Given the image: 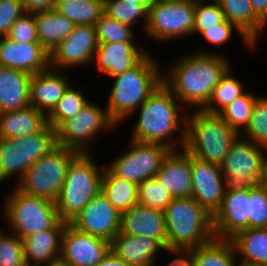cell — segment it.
Masks as SVG:
<instances>
[{
	"label": "cell",
	"mask_w": 267,
	"mask_h": 266,
	"mask_svg": "<svg viewBox=\"0 0 267 266\" xmlns=\"http://www.w3.org/2000/svg\"><path fill=\"white\" fill-rule=\"evenodd\" d=\"M208 50L201 47L184 53L162 74V83L188 111L202 110L215 86L233 67L221 50Z\"/></svg>",
	"instance_id": "1"
},
{
	"label": "cell",
	"mask_w": 267,
	"mask_h": 266,
	"mask_svg": "<svg viewBox=\"0 0 267 266\" xmlns=\"http://www.w3.org/2000/svg\"><path fill=\"white\" fill-rule=\"evenodd\" d=\"M136 111L132 114H137V120L129 140L159 143L171 150L184 148L188 110L163 83Z\"/></svg>",
	"instance_id": "2"
},
{
	"label": "cell",
	"mask_w": 267,
	"mask_h": 266,
	"mask_svg": "<svg viewBox=\"0 0 267 266\" xmlns=\"http://www.w3.org/2000/svg\"><path fill=\"white\" fill-rule=\"evenodd\" d=\"M156 59V60H155ZM148 52L134 67L111 77L107 104L110 118L120 127L162 83V65Z\"/></svg>",
	"instance_id": "3"
},
{
	"label": "cell",
	"mask_w": 267,
	"mask_h": 266,
	"mask_svg": "<svg viewBox=\"0 0 267 266\" xmlns=\"http://www.w3.org/2000/svg\"><path fill=\"white\" fill-rule=\"evenodd\" d=\"M167 250H190L215 238L213 216L192 197L173 198L164 211Z\"/></svg>",
	"instance_id": "4"
},
{
	"label": "cell",
	"mask_w": 267,
	"mask_h": 266,
	"mask_svg": "<svg viewBox=\"0 0 267 266\" xmlns=\"http://www.w3.org/2000/svg\"><path fill=\"white\" fill-rule=\"evenodd\" d=\"M240 136L218 114L188 111L184 150L209 163L221 165Z\"/></svg>",
	"instance_id": "5"
},
{
	"label": "cell",
	"mask_w": 267,
	"mask_h": 266,
	"mask_svg": "<svg viewBox=\"0 0 267 266\" xmlns=\"http://www.w3.org/2000/svg\"><path fill=\"white\" fill-rule=\"evenodd\" d=\"M93 153H79L70 163L64 185L55 201L60 219L69 223L101 191L105 163L95 162Z\"/></svg>",
	"instance_id": "6"
},
{
	"label": "cell",
	"mask_w": 267,
	"mask_h": 266,
	"mask_svg": "<svg viewBox=\"0 0 267 266\" xmlns=\"http://www.w3.org/2000/svg\"><path fill=\"white\" fill-rule=\"evenodd\" d=\"M7 196L2 208L5 229L23 239L51 228H65L54 201L28 195L16 186ZM6 220V221H5Z\"/></svg>",
	"instance_id": "7"
},
{
	"label": "cell",
	"mask_w": 267,
	"mask_h": 266,
	"mask_svg": "<svg viewBox=\"0 0 267 266\" xmlns=\"http://www.w3.org/2000/svg\"><path fill=\"white\" fill-rule=\"evenodd\" d=\"M56 146V130L49 124L21 138H0V187L12 177L17 184L32 164Z\"/></svg>",
	"instance_id": "8"
},
{
	"label": "cell",
	"mask_w": 267,
	"mask_h": 266,
	"mask_svg": "<svg viewBox=\"0 0 267 266\" xmlns=\"http://www.w3.org/2000/svg\"><path fill=\"white\" fill-rule=\"evenodd\" d=\"M79 153L57 145L32 164L15 186L28 195L55 202L64 185L68 167Z\"/></svg>",
	"instance_id": "9"
},
{
	"label": "cell",
	"mask_w": 267,
	"mask_h": 266,
	"mask_svg": "<svg viewBox=\"0 0 267 266\" xmlns=\"http://www.w3.org/2000/svg\"><path fill=\"white\" fill-rule=\"evenodd\" d=\"M117 128L106 106L90 100L74 118L64 121L56 129V144L81 153H93L94 142L101 132L111 134Z\"/></svg>",
	"instance_id": "10"
},
{
	"label": "cell",
	"mask_w": 267,
	"mask_h": 266,
	"mask_svg": "<svg viewBox=\"0 0 267 266\" xmlns=\"http://www.w3.org/2000/svg\"><path fill=\"white\" fill-rule=\"evenodd\" d=\"M196 0H156L149 8L144 30L155 42L193 37Z\"/></svg>",
	"instance_id": "11"
},
{
	"label": "cell",
	"mask_w": 267,
	"mask_h": 266,
	"mask_svg": "<svg viewBox=\"0 0 267 266\" xmlns=\"http://www.w3.org/2000/svg\"><path fill=\"white\" fill-rule=\"evenodd\" d=\"M126 145L122 154L108 164L105 163V167L115 176L136 185L155 177L163 159L171 151L159 143L130 140Z\"/></svg>",
	"instance_id": "12"
},
{
	"label": "cell",
	"mask_w": 267,
	"mask_h": 266,
	"mask_svg": "<svg viewBox=\"0 0 267 266\" xmlns=\"http://www.w3.org/2000/svg\"><path fill=\"white\" fill-rule=\"evenodd\" d=\"M267 149L239 136L220 165L225 190H237L257 184Z\"/></svg>",
	"instance_id": "13"
},
{
	"label": "cell",
	"mask_w": 267,
	"mask_h": 266,
	"mask_svg": "<svg viewBox=\"0 0 267 266\" xmlns=\"http://www.w3.org/2000/svg\"><path fill=\"white\" fill-rule=\"evenodd\" d=\"M97 47L95 26L76 25L74 30L49 53L50 68L67 71L74 67L77 69L92 65Z\"/></svg>",
	"instance_id": "14"
},
{
	"label": "cell",
	"mask_w": 267,
	"mask_h": 266,
	"mask_svg": "<svg viewBox=\"0 0 267 266\" xmlns=\"http://www.w3.org/2000/svg\"><path fill=\"white\" fill-rule=\"evenodd\" d=\"M120 220L121 213L100 191L69 224L81 232L111 242L119 233Z\"/></svg>",
	"instance_id": "15"
},
{
	"label": "cell",
	"mask_w": 267,
	"mask_h": 266,
	"mask_svg": "<svg viewBox=\"0 0 267 266\" xmlns=\"http://www.w3.org/2000/svg\"><path fill=\"white\" fill-rule=\"evenodd\" d=\"M109 251V241L65 226L60 257L69 266H96Z\"/></svg>",
	"instance_id": "16"
},
{
	"label": "cell",
	"mask_w": 267,
	"mask_h": 266,
	"mask_svg": "<svg viewBox=\"0 0 267 266\" xmlns=\"http://www.w3.org/2000/svg\"><path fill=\"white\" fill-rule=\"evenodd\" d=\"M191 197L212 216L221 207L225 194V179L219 165L192 156Z\"/></svg>",
	"instance_id": "17"
},
{
	"label": "cell",
	"mask_w": 267,
	"mask_h": 266,
	"mask_svg": "<svg viewBox=\"0 0 267 266\" xmlns=\"http://www.w3.org/2000/svg\"><path fill=\"white\" fill-rule=\"evenodd\" d=\"M250 186L225 190L221 207L213 215L215 238L230 239L237 232L249 228Z\"/></svg>",
	"instance_id": "18"
},
{
	"label": "cell",
	"mask_w": 267,
	"mask_h": 266,
	"mask_svg": "<svg viewBox=\"0 0 267 266\" xmlns=\"http://www.w3.org/2000/svg\"><path fill=\"white\" fill-rule=\"evenodd\" d=\"M148 52L143 43H98L92 64L110 78L134 67Z\"/></svg>",
	"instance_id": "19"
},
{
	"label": "cell",
	"mask_w": 267,
	"mask_h": 266,
	"mask_svg": "<svg viewBox=\"0 0 267 266\" xmlns=\"http://www.w3.org/2000/svg\"><path fill=\"white\" fill-rule=\"evenodd\" d=\"M0 66L33 75L50 67L49 53L39 42L17 43L7 36H1Z\"/></svg>",
	"instance_id": "20"
},
{
	"label": "cell",
	"mask_w": 267,
	"mask_h": 266,
	"mask_svg": "<svg viewBox=\"0 0 267 266\" xmlns=\"http://www.w3.org/2000/svg\"><path fill=\"white\" fill-rule=\"evenodd\" d=\"M192 155L184 149L171 150L163 159L156 178L173 198L191 197Z\"/></svg>",
	"instance_id": "21"
},
{
	"label": "cell",
	"mask_w": 267,
	"mask_h": 266,
	"mask_svg": "<svg viewBox=\"0 0 267 266\" xmlns=\"http://www.w3.org/2000/svg\"><path fill=\"white\" fill-rule=\"evenodd\" d=\"M119 232L151 237L167 249V231L163 211L135 205L121 213Z\"/></svg>",
	"instance_id": "22"
},
{
	"label": "cell",
	"mask_w": 267,
	"mask_h": 266,
	"mask_svg": "<svg viewBox=\"0 0 267 266\" xmlns=\"http://www.w3.org/2000/svg\"><path fill=\"white\" fill-rule=\"evenodd\" d=\"M67 76L66 71L50 67L33 74L30 81V105L47 116L71 84Z\"/></svg>",
	"instance_id": "23"
},
{
	"label": "cell",
	"mask_w": 267,
	"mask_h": 266,
	"mask_svg": "<svg viewBox=\"0 0 267 266\" xmlns=\"http://www.w3.org/2000/svg\"><path fill=\"white\" fill-rule=\"evenodd\" d=\"M110 250L131 266H155L158 255L166 249L151 237L119 232L110 242Z\"/></svg>",
	"instance_id": "24"
},
{
	"label": "cell",
	"mask_w": 267,
	"mask_h": 266,
	"mask_svg": "<svg viewBox=\"0 0 267 266\" xmlns=\"http://www.w3.org/2000/svg\"><path fill=\"white\" fill-rule=\"evenodd\" d=\"M32 75L13 68L0 66L1 111L10 112L30 105Z\"/></svg>",
	"instance_id": "25"
},
{
	"label": "cell",
	"mask_w": 267,
	"mask_h": 266,
	"mask_svg": "<svg viewBox=\"0 0 267 266\" xmlns=\"http://www.w3.org/2000/svg\"><path fill=\"white\" fill-rule=\"evenodd\" d=\"M65 228H51L22 239L27 266H40L61 255L62 234Z\"/></svg>",
	"instance_id": "26"
},
{
	"label": "cell",
	"mask_w": 267,
	"mask_h": 266,
	"mask_svg": "<svg viewBox=\"0 0 267 266\" xmlns=\"http://www.w3.org/2000/svg\"><path fill=\"white\" fill-rule=\"evenodd\" d=\"M230 241L239 266H267V228L241 230Z\"/></svg>",
	"instance_id": "27"
},
{
	"label": "cell",
	"mask_w": 267,
	"mask_h": 266,
	"mask_svg": "<svg viewBox=\"0 0 267 266\" xmlns=\"http://www.w3.org/2000/svg\"><path fill=\"white\" fill-rule=\"evenodd\" d=\"M47 125V116L29 105L0 115V138L13 139L37 133Z\"/></svg>",
	"instance_id": "28"
},
{
	"label": "cell",
	"mask_w": 267,
	"mask_h": 266,
	"mask_svg": "<svg viewBox=\"0 0 267 266\" xmlns=\"http://www.w3.org/2000/svg\"><path fill=\"white\" fill-rule=\"evenodd\" d=\"M38 42L50 53L75 28V24L56 9L33 13Z\"/></svg>",
	"instance_id": "29"
},
{
	"label": "cell",
	"mask_w": 267,
	"mask_h": 266,
	"mask_svg": "<svg viewBox=\"0 0 267 266\" xmlns=\"http://www.w3.org/2000/svg\"><path fill=\"white\" fill-rule=\"evenodd\" d=\"M188 252L193 257L194 266H239L230 239L214 238Z\"/></svg>",
	"instance_id": "30"
},
{
	"label": "cell",
	"mask_w": 267,
	"mask_h": 266,
	"mask_svg": "<svg viewBox=\"0 0 267 266\" xmlns=\"http://www.w3.org/2000/svg\"><path fill=\"white\" fill-rule=\"evenodd\" d=\"M101 191L120 213L137 205L138 185L115 176L106 167L103 171Z\"/></svg>",
	"instance_id": "31"
},
{
	"label": "cell",
	"mask_w": 267,
	"mask_h": 266,
	"mask_svg": "<svg viewBox=\"0 0 267 266\" xmlns=\"http://www.w3.org/2000/svg\"><path fill=\"white\" fill-rule=\"evenodd\" d=\"M225 19L234 24L251 40L257 33L259 19L254 15L250 0H216Z\"/></svg>",
	"instance_id": "32"
},
{
	"label": "cell",
	"mask_w": 267,
	"mask_h": 266,
	"mask_svg": "<svg viewBox=\"0 0 267 266\" xmlns=\"http://www.w3.org/2000/svg\"><path fill=\"white\" fill-rule=\"evenodd\" d=\"M71 83L63 93L61 99L57 102L52 111L47 115V124L55 130L66 120L74 118L83 107L90 101L84 94L83 88H76Z\"/></svg>",
	"instance_id": "33"
},
{
	"label": "cell",
	"mask_w": 267,
	"mask_h": 266,
	"mask_svg": "<svg viewBox=\"0 0 267 266\" xmlns=\"http://www.w3.org/2000/svg\"><path fill=\"white\" fill-rule=\"evenodd\" d=\"M232 71L231 68L215 86L208 103L202 111L209 114H218L246 91L243 87V81L241 82L238 77L234 76Z\"/></svg>",
	"instance_id": "34"
},
{
	"label": "cell",
	"mask_w": 267,
	"mask_h": 266,
	"mask_svg": "<svg viewBox=\"0 0 267 266\" xmlns=\"http://www.w3.org/2000/svg\"><path fill=\"white\" fill-rule=\"evenodd\" d=\"M55 9L75 25H93L104 13V0H77L58 4Z\"/></svg>",
	"instance_id": "35"
},
{
	"label": "cell",
	"mask_w": 267,
	"mask_h": 266,
	"mask_svg": "<svg viewBox=\"0 0 267 266\" xmlns=\"http://www.w3.org/2000/svg\"><path fill=\"white\" fill-rule=\"evenodd\" d=\"M259 93L246 90L231 104L223 108L218 115L237 133L241 134L249 125L252 109Z\"/></svg>",
	"instance_id": "36"
},
{
	"label": "cell",
	"mask_w": 267,
	"mask_h": 266,
	"mask_svg": "<svg viewBox=\"0 0 267 266\" xmlns=\"http://www.w3.org/2000/svg\"><path fill=\"white\" fill-rule=\"evenodd\" d=\"M95 29L98 43L140 41L138 40L139 36L137 35L138 33L134 27L118 22L117 20L110 18L105 13H103L96 22Z\"/></svg>",
	"instance_id": "37"
},
{
	"label": "cell",
	"mask_w": 267,
	"mask_h": 266,
	"mask_svg": "<svg viewBox=\"0 0 267 266\" xmlns=\"http://www.w3.org/2000/svg\"><path fill=\"white\" fill-rule=\"evenodd\" d=\"M104 13L118 22L134 26L140 23L142 32L147 25L148 8L143 4H127L122 0H104ZM142 24V25H141Z\"/></svg>",
	"instance_id": "38"
},
{
	"label": "cell",
	"mask_w": 267,
	"mask_h": 266,
	"mask_svg": "<svg viewBox=\"0 0 267 266\" xmlns=\"http://www.w3.org/2000/svg\"><path fill=\"white\" fill-rule=\"evenodd\" d=\"M246 140L267 149V95H259L253 105L249 125L240 134Z\"/></svg>",
	"instance_id": "39"
},
{
	"label": "cell",
	"mask_w": 267,
	"mask_h": 266,
	"mask_svg": "<svg viewBox=\"0 0 267 266\" xmlns=\"http://www.w3.org/2000/svg\"><path fill=\"white\" fill-rule=\"evenodd\" d=\"M172 200V195L156 177L148 178L138 184L137 205L164 212Z\"/></svg>",
	"instance_id": "40"
},
{
	"label": "cell",
	"mask_w": 267,
	"mask_h": 266,
	"mask_svg": "<svg viewBox=\"0 0 267 266\" xmlns=\"http://www.w3.org/2000/svg\"><path fill=\"white\" fill-rule=\"evenodd\" d=\"M224 19L223 10L216 0H196L193 36L200 35Z\"/></svg>",
	"instance_id": "41"
},
{
	"label": "cell",
	"mask_w": 267,
	"mask_h": 266,
	"mask_svg": "<svg viewBox=\"0 0 267 266\" xmlns=\"http://www.w3.org/2000/svg\"><path fill=\"white\" fill-rule=\"evenodd\" d=\"M0 266H27L22 239L6 229L0 234Z\"/></svg>",
	"instance_id": "42"
},
{
	"label": "cell",
	"mask_w": 267,
	"mask_h": 266,
	"mask_svg": "<svg viewBox=\"0 0 267 266\" xmlns=\"http://www.w3.org/2000/svg\"><path fill=\"white\" fill-rule=\"evenodd\" d=\"M235 32L239 35L245 47L247 46L248 50L250 49V51H254L250 40L242 33V31L226 19L212 28H207V30L203 31L200 36L209 43L208 45H212L211 47H217L214 48L216 50L219 49V47L222 49V46L229 42Z\"/></svg>",
	"instance_id": "43"
},
{
	"label": "cell",
	"mask_w": 267,
	"mask_h": 266,
	"mask_svg": "<svg viewBox=\"0 0 267 266\" xmlns=\"http://www.w3.org/2000/svg\"><path fill=\"white\" fill-rule=\"evenodd\" d=\"M249 228H267V193L258 184L250 186Z\"/></svg>",
	"instance_id": "44"
},
{
	"label": "cell",
	"mask_w": 267,
	"mask_h": 266,
	"mask_svg": "<svg viewBox=\"0 0 267 266\" xmlns=\"http://www.w3.org/2000/svg\"><path fill=\"white\" fill-rule=\"evenodd\" d=\"M7 37L17 43L38 42L34 14H22L11 26Z\"/></svg>",
	"instance_id": "45"
},
{
	"label": "cell",
	"mask_w": 267,
	"mask_h": 266,
	"mask_svg": "<svg viewBox=\"0 0 267 266\" xmlns=\"http://www.w3.org/2000/svg\"><path fill=\"white\" fill-rule=\"evenodd\" d=\"M24 13L22 0H0V37L7 36L13 23Z\"/></svg>",
	"instance_id": "46"
},
{
	"label": "cell",
	"mask_w": 267,
	"mask_h": 266,
	"mask_svg": "<svg viewBox=\"0 0 267 266\" xmlns=\"http://www.w3.org/2000/svg\"><path fill=\"white\" fill-rule=\"evenodd\" d=\"M165 253L173 256L167 266H194L193 257L187 250H165Z\"/></svg>",
	"instance_id": "47"
},
{
	"label": "cell",
	"mask_w": 267,
	"mask_h": 266,
	"mask_svg": "<svg viewBox=\"0 0 267 266\" xmlns=\"http://www.w3.org/2000/svg\"><path fill=\"white\" fill-rule=\"evenodd\" d=\"M26 13H36L55 9L53 0H22Z\"/></svg>",
	"instance_id": "48"
},
{
	"label": "cell",
	"mask_w": 267,
	"mask_h": 266,
	"mask_svg": "<svg viewBox=\"0 0 267 266\" xmlns=\"http://www.w3.org/2000/svg\"><path fill=\"white\" fill-rule=\"evenodd\" d=\"M96 266H131L126 261L117 257L111 250Z\"/></svg>",
	"instance_id": "49"
},
{
	"label": "cell",
	"mask_w": 267,
	"mask_h": 266,
	"mask_svg": "<svg viewBox=\"0 0 267 266\" xmlns=\"http://www.w3.org/2000/svg\"><path fill=\"white\" fill-rule=\"evenodd\" d=\"M254 15L260 20L267 11V0H250Z\"/></svg>",
	"instance_id": "50"
},
{
	"label": "cell",
	"mask_w": 267,
	"mask_h": 266,
	"mask_svg": "<svg viewBox=\"0 0 267 266\" xmlns=\"http://www.w3.org/2000/svg\"><path fill=\"white\" fill-rule=\"evenodd\" d=\"M266 26H267V11L263 15V17L259 20L258 30H257L256 35L250 40L254 50H256L257 47L259 46V42H258L260 41L259 37L261 36L263 29H265Z\"/></svg>",
	"instance_id": "51"
},
{
	"label": "cell",
	"mask_w": 267,
	"mask_h": 266,
	"mask_svg": "<svg viewBox=\"0 0 267 266\" xmlns=\"http://www.w3.org/2000/svg\"><path fill=\"white\" fill-rule=\"evenodd\" d=\"M257 184L267 193V156L264 159L260 178Z\"/></svg>",
	"instance_id": "52"
},
{
	"label": "cell",
	"mask_w": 267,
	"mask_h": 266,
	"mask_svg": "<svg viewBox=\"0 0 267 266\" xmlns=\"http://www.w3.org/2000/svg\"><path fill=\"white\" fill-rule=\"evenodd\" d=\"M127 4H143L149 8L156 0H122Z\"/></svg>",
	"instance_id": "53"
},
{
	"label": "cell",
	"mask_w": 267,
	"mask_h": 266,
	"mask_svg": "<svg viewBox=\"0 0 267 266\" xmlns=\"http://www.w3.org/2000/svg\"><path fill=\"white\" fill-rule=\"evenodd\" d=\"M40 266H69L61 257Z\"/></svg>",
	"instance_id": "54"
},
{
	"label": "cell",
	"mask_w": 267,
	"mask_h": 266,
	"mask_svg": "<svg viewBox=\"0 0 267 266\" xmlns=\"http://www.w3.org/2000/svg\"><path fill=\"white\" fill-rule=\"evenodd\" d=\"M69 1H77V0H53V2H54V8H55L58 4L66 3V2H69Z\"/></svg>",
	"instance_id": "55"
},
{
	"label": "cell",
	"mask_w": 267,
	"mask_h": 266,
	"mask_svg": "<svg viewBox=\"0 0 267 266\" xmlns=\"http://www.w3.org/2000/svg\"><path fill=\"white\" fill-rule=\"evenodd\" d=\"M1 226H3V227L0 228V234L5 230V229H4L5 226H4V225H1Z\"/></svg>",
	"instance_id": "56"
}]
</instances>
